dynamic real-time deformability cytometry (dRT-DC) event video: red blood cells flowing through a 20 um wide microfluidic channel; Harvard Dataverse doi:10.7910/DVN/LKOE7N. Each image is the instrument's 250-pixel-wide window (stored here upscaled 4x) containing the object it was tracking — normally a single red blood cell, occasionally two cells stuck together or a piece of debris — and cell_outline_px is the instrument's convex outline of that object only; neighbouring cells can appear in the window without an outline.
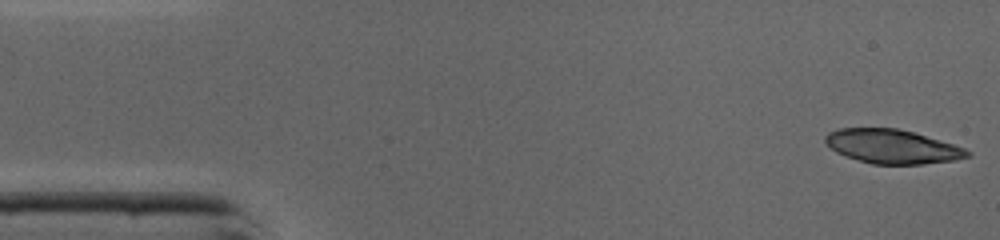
{"species": "common noctule bat (a hibernating species)", "species_latin": "Nyctalus noctula", "temperature_condition": "cold", "stored_images_in_passage": 44, "camera_frame_rate_fps": 3000, "um_per_image_px": 0.085, "animal": {"sex": "male", "body_mass_g": 19.0, "forearm_length_mm": 50.8}, "frame": {"image": 1, "passage_image": 1, "time_ms": 0.0, "image_size_px": [1000, 240], "cell_outline_px": [[972, 156], [952, 160], [924, 164], [872, 164], [836, 152], [824, 140], [824, 136], [828, 132], [840, 128], [896, 128], [912, 132], [952, 144], [964, 148], [972, 152]], "centroid_in_image_um": [75.84, 12.45], "position_along_channel_um": 9.2, "area_um2": 27.8}}